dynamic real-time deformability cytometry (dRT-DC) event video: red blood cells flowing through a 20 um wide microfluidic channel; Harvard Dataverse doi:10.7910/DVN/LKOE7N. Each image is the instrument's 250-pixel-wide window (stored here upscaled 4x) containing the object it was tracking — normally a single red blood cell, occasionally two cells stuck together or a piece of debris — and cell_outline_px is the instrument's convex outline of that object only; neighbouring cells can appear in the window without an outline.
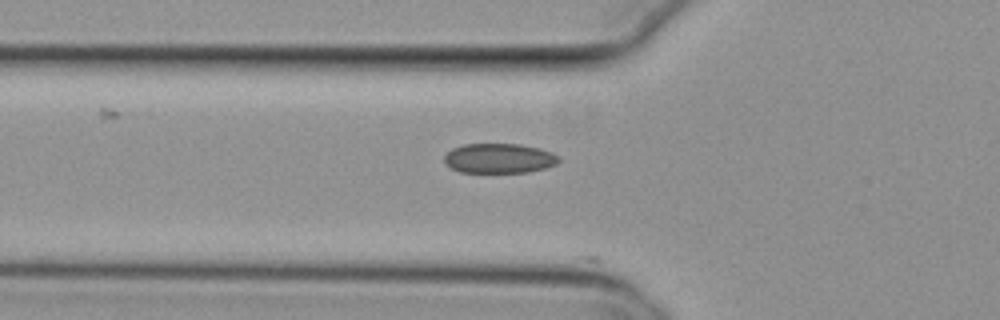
{"species": "common noctule bat (a hibernating species)", "species_latin": "Nyctalus noctula", "temperature_condition": "cold", "stored_images_in_passage": 6, "camera_frame_rate_fps": 3000, "um_per_image_px": 0.085, "animal": {"sex": "female", "body_mass_g": 29.2, "forearm_length_mm": 56.3}, "frame": {"image": 1, "passage_image": 2, "time_ms": 0.333, "image_size_px": [1000, 320], "cell_outline_px": [[560, 160], [556, 164], [544, 168], [528, 172], [460, 172], [448, 168], [444, 160], [444, 156], [452, 148], [464, 144], [520, 144], [540, 148], [552, 152], [560, 156]], "centroid_in_image_um": [42.42, 13.45], "position_along_channel_um": 83.4, "area_um2": 20.0}}
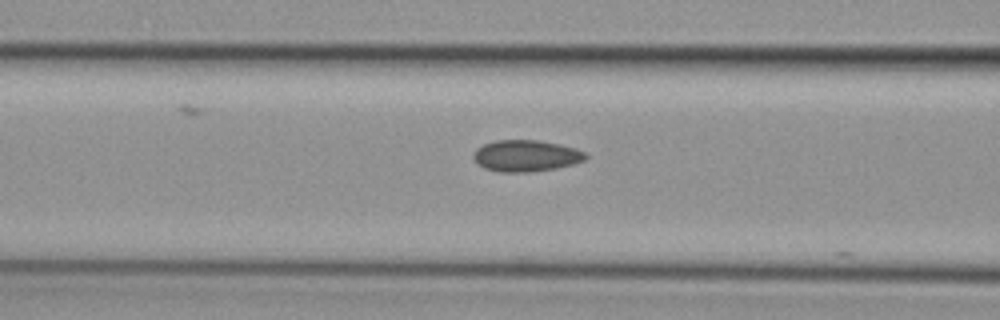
{"frame": {"image": 2, "passage_image": 5, "time_ms": 1.333, "image_size_px": [1000, 320], "cell_outline_px": [[588, 156], [584, 160], [572, 164], [556, 168], [528, 172], [500, 172], [484, 168], [472, 156], [476, 148], [484, 144], [496, 140], [540, 140], [560, 144], [576, 148], [584, 152]], "centroid_in_image_um": [44.71, 13.23], "position_along_channel_um": 121.9, "area_um2": 20.52}}